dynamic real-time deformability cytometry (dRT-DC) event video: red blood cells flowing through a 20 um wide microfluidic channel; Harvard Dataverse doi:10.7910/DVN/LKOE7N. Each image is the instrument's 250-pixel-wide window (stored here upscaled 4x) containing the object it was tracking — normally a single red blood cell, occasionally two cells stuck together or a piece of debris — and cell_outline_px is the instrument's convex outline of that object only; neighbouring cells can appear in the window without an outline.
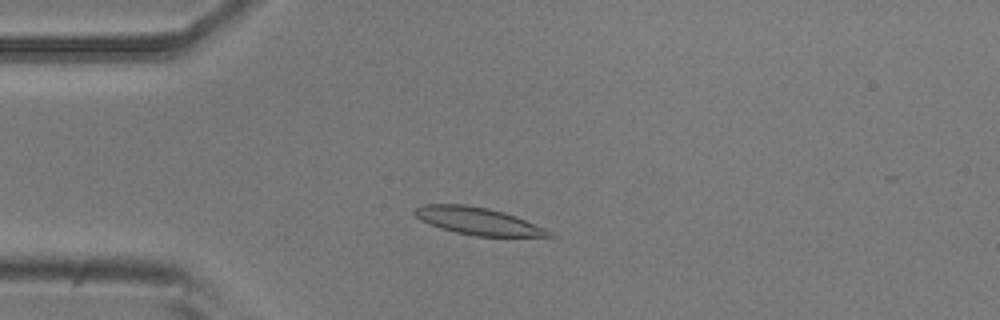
{"species": "common noctule bat (a hibernating species)", "species_latin": "Nyctalus noctula", "temperature_condition": "room temperature", "stored_images_in_passage": 52, "camera_frame_rate_fps": 3000, "um_per_image_px": 0.085, "animal": {"sex": "male", "body_mass_g": 20.5, "forearm_length_mm": 52.5}, "frame": {"image": 1, "passage_image": 10, "time_ms": 3.0, "image_size_px": [1000, 320], "cell_outline_px": [[556, 236], [476, 236], [456, 232], [440, 228], [416, 216], [412, 212], [420, 204], [464, 204], [488, 208], [504, 212], [516, 216], [544, 228], [552, 232]], "centroid_in_image_um": [40.62, 18.78], "position_along_channel_um": 44.4, "area_um2": 21.1}}
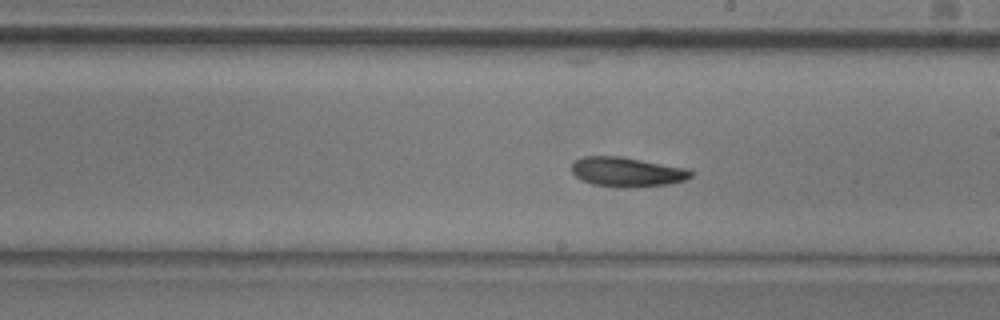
{"frame": {"image": 2, "passage_image": 27, "time_ms": 8.667, "image_size_px": [1000, 320], "cell_outline_px": [[692, 176], [684, 180], [668, 184], [636, 188], [616, 188], [592, 184], [580, 180], [572, 172], [572, 164], [576, 160], [584, 156], [620, 156], [692, 168]], "centroid_in_image_um": [53.33, 14.62], "position_along_channel_um": 235.7, "area_um2": 21.04}}
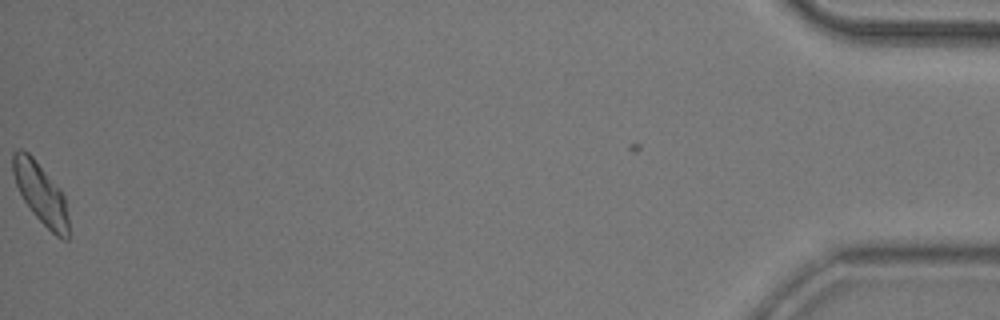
{"frame": {"image": 3, "passage_image": 51, "time_ms": 16.667, "image_size_px": [1000, 320], "cell_outline_px": [[68, 240], [64, 240], [56, 236], [32, 212], [24, 200], [16, 184], [12, 172], [12, 152], [16, 148], [20, 148], [28, 152], [32, 156], [60, 188], [64, 196], [68, 216]], "centroid_in_image_um": [3.45, 16.4], "position_along_channel_um": 431.8, "area_um2": 19.65}, "authors_computed_cell_mechanics": {"area_um2": 20.2878, "velocity_mm_per_s": 3.7042, "shape_relaxation_time_tau1_ms": 3.7044, "shape_relaxation_time_tau2_ms": 4.8364, "deformation_change_tau1": 0.1187, "deformation_change_tau2": 0.1169}}